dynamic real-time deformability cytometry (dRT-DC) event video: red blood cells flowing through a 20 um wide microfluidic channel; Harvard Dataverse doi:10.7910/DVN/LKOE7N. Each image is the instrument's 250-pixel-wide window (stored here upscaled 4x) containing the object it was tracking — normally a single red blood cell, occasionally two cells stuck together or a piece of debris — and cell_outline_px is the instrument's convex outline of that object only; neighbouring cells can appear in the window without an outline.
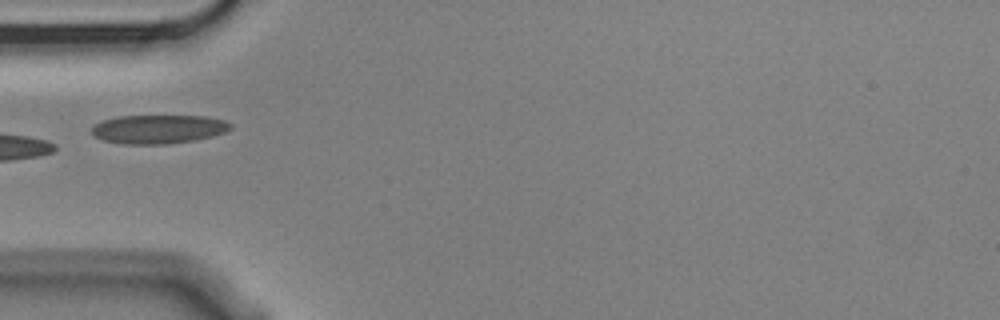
{"species": "Egyptian fruit bat (a non-hibernating species)", "species_latin": "Rousettus aegyptiacus", "temperature_condition": "cold", "stored_images_in_passage": 6, "camera_frame_rate_fps": 3000, "um_per_image_px": 0.085, "animal": {"sex": "male"}, "frame": {"image": 1, "passage_image": 6, "time_ms": 1.667, "image_size_px": [1000, 320], "cell_outline_px": [[232, 128], [224, 132], [212, 136], [196, 140], [168, 144], [124, 144], [104, 140], [92, 136], [92, 128], [100, 120], [120, 116], [204, 116], [224, 120], [232, 124]], "centroid_in_image_um": [13.46, 10.98], "position_along_channel_um": 71.5, "area_um2": 23.35}}